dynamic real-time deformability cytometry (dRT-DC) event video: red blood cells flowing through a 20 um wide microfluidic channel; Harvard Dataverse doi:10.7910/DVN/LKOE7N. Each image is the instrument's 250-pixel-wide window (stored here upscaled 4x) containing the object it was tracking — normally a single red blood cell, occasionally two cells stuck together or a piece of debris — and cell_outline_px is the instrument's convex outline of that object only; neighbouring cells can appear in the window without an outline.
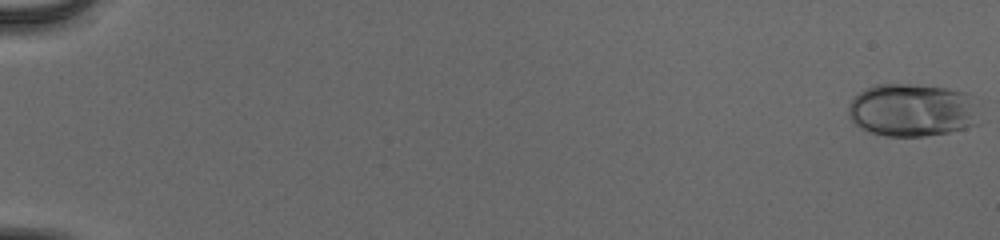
{"species": "human", "species_latin": "Homo sapiens", "temperature_condition": "cold", "stored_images_in_passage": 54, "camera_frame_rate_fps": 3000, "um_per_image_px": 0.085, "donor": {"sex": "male"}, "frame": {"image": 1, "passage_image": 1, "time_ms": 0.0, "image_size_px": [1000, 240], "cell_outline_px": [[980, 124], [948, 132], [924, 136], [884, 136], [868, 132], [860, 128], [848, 116], [848, 104], [852, 96], [864, 88], [876, 84], [908, 84], [944, 88], [968, 92], [976, 104]], "centroid_in_image_um": [77.51, 9.36], "position_along_channel_um": 7.5, "area_um2": 41.04}}
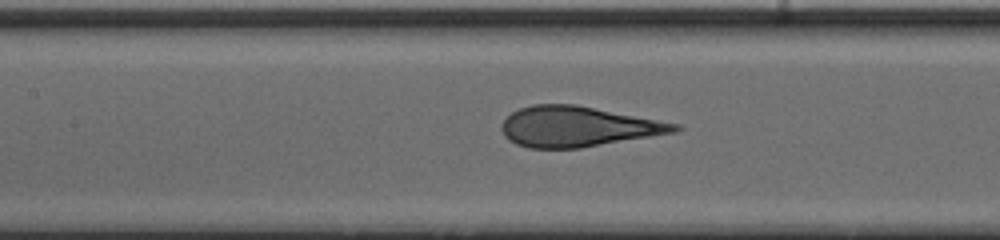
{"frame": {"image": 2, "passage_image": 28, "time_ms": 9.0, "image_size_px": [1000, 240], "cell_outline_px": [[684, 128], [676, 132], [580, 148], [528, 148], [516, 144], [508, 140], [504, 136], [500, 128], [500, 124], [512, 112], [520, 108], [532, 104], [576, 104], [680, 124]], "centroid_in_image_um": [49.09, 10.76], "position_along_channel_um": 158.3, "area_um2": 40.75}}
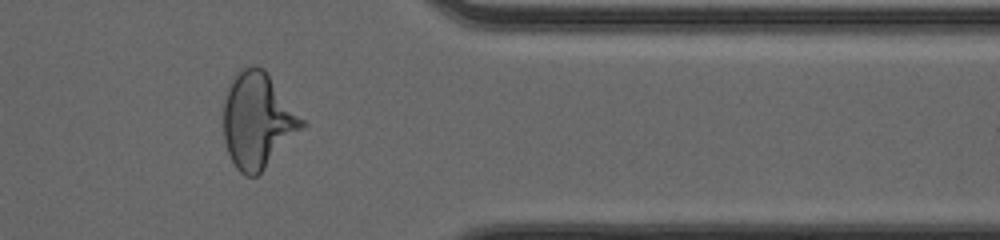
{"frame": {"image": 3, "passage_image": 46, "time_ms": 15.0, "image_size_px": [1000, 240], "cell_outline_px": [[308, 124], [256, 176], [244, 176], [236, 168], [228, 152], [224, 140], [224, 100], [228, 88], [236, 72], [244, 68], [256, 64], [264, 68]], "centroid_in_image_um": [21.91, 10.22], "position_along_channel_um": 389.5, "area_um2": 43.58}, "authors_computed_cell_mechanics": {"area_um2": 41.1247, "velocity_mm_per_s": 4.0086, "shape_relaxation_time_tau1_ms": 5.8868, "shape_relaxation_time_tau2_ms": null, "deformation_change_tau1": 0.214, "deformation_change_tau2": null}}